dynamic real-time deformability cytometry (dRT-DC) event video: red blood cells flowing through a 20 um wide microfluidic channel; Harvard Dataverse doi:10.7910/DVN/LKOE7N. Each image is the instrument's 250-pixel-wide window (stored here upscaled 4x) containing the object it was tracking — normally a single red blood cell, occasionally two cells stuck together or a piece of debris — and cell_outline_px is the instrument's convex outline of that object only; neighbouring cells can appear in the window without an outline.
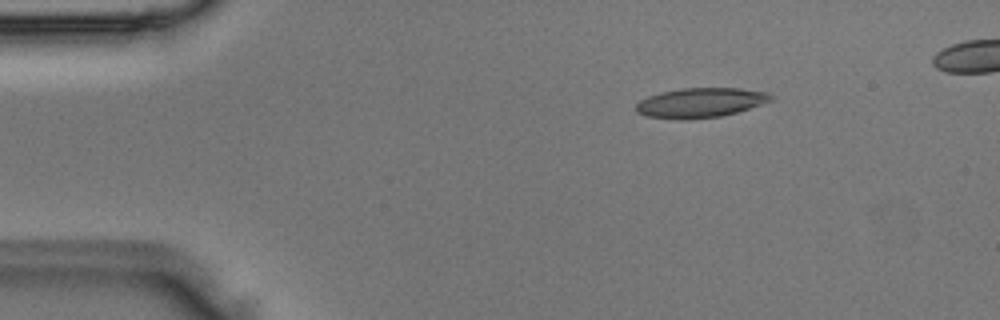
{"species": "Egyptian fruit bat (a non-hibernating species)", "species_latin": "Rousettus aegyptiacus", "temperature_condition": "room temperature", "stored_images_in_passage": 3, "camera_frame_rate_fps": 3000, "um_per_image_px": 0.085, "animal": {"sex": "male"}, "frame": {"image": 1, "passage_image": 1, "time_ms": 0.0, "image_size_px": [1000, 320], "cell_outline_px": [[776, 96], [772, 100], [736, 112], [720, 116], [688, 120], [680, 120], [644, 116], [636, 112], [636, 104], [640, 100], [648, 96], [660, 92], [680, 88], [740, 88], [768, 92]], "centroid_in_image_um": [59.51, 8.73], "position_along_channel_um": 25.5, "area_um2": 23.52}}